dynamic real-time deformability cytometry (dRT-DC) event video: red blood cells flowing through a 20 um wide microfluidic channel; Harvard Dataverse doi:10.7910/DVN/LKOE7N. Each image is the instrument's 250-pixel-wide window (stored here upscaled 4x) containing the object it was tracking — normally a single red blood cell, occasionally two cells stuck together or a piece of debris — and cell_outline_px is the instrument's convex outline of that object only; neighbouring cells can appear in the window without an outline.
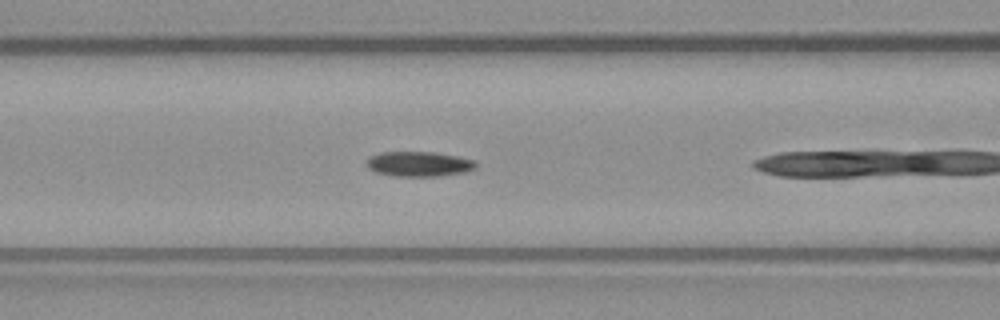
{"species": "common noctule bat (a hibernating species)", "species_latin": "Nyctalus noctula", "temperature_condition": "warm", "stored_images_in_passage": 10, "camera_frame_rate_fps": 3000, "um_per_image_px": 0.085, "animal": {"sex": "male", "body_mass_g": 23.1, "forearm_length_mm": 52.7}, "frame": {"image": 1, "passage_image": 6, "time_ms": 1.667, "image_size_px": [1000, 320], "cell_outline_px": [[476, 168], [464, 172], [440, 176], [392, 176], [376, 172], [368, 168], [364, 164], [368, 156], [380, 152], [436, 152], [476, 160]], "centroid_in_image_um": [35.56, 13.93], "position_along_channel_um": 131.0, "area_um2": 16.13}}
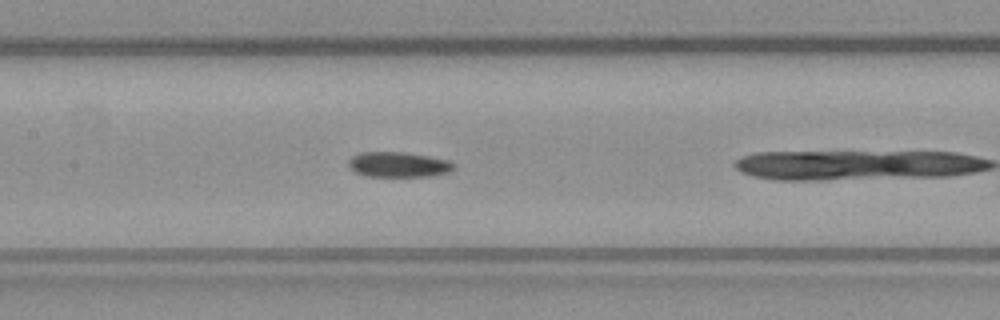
{"frame": {"image": 2, "passage_image": 9, "time_ms": 2.667, "image_size_px": [1000, 320], "cell_outline_px": [[456, 168], [448, 172], [428, 176], [368, 176], [356, 172], [348, 164], [348, 160], [352, 156], [360, 152], [404, 152], [428, 156], [448, 160], [456, 164]], "centroid_in_image_um": [33.89, 13.98], "position_along_channel_um": 173.5, "area_um2": 15.37}}